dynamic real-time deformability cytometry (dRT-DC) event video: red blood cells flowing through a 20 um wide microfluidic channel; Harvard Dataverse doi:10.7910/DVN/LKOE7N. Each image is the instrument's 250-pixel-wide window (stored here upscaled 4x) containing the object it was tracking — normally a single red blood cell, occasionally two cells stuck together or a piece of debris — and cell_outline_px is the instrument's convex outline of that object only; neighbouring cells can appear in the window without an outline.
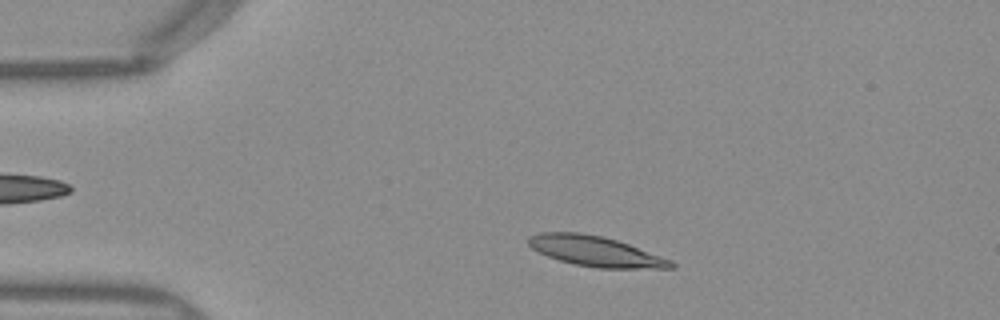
{"species": "Egyptian fruit bat (a non-hibernating species)", "species_latin": "Rousettus aegyptiacus", "temperature_condition": "warm", "stored_images_in_passage": 46, "camera_frame_rate_fps": 3000, "um_per_image_px": 0.085, "frame": {"image": 1, "passage_image": 6, "time_ms": 1.667, "image_size_px": [1000, 320], "cell_outline_px": [[676, 268], [600, 268], [572, 264], [548, 256], [532, 248], [528, 244], [528, 236], [540, 232], [580, 232], [600, 236], [616, 240], [628, 244], [672, 260], [676, 264]], "centroid_in_image_um": [50.62, 21.36], "position_along_channel_um": 34.4, "area_um2": 24.97}}
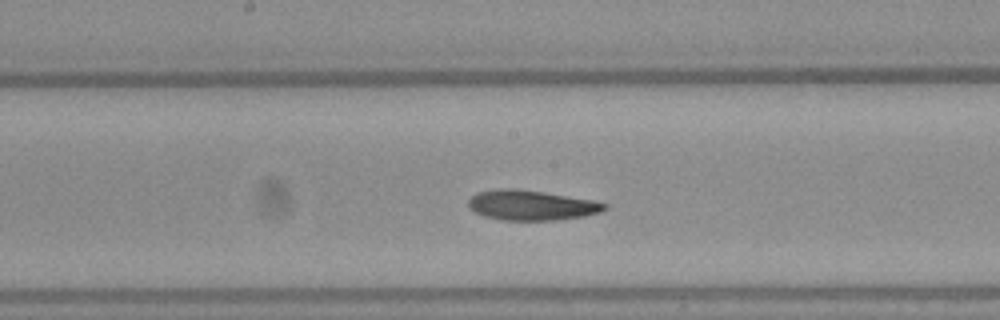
{"frame": {"image": 2, "passage_image": 22, "time_ms": 7.0, "image_size_px": [1000, 320], "cell_outline_px": [[608, 208], [600, 212], [584, 216], [556, 220], [504, 220], [484, 216], [468, 208], [468, 200], [476, 192], [496, 188], [516, 188], [544, 192], [592, 200], [608, 204]], "centroid_in_image_um": [45.14, 17.43], "position_along_channel_um": 203.1, "area_um2": 23.93}}
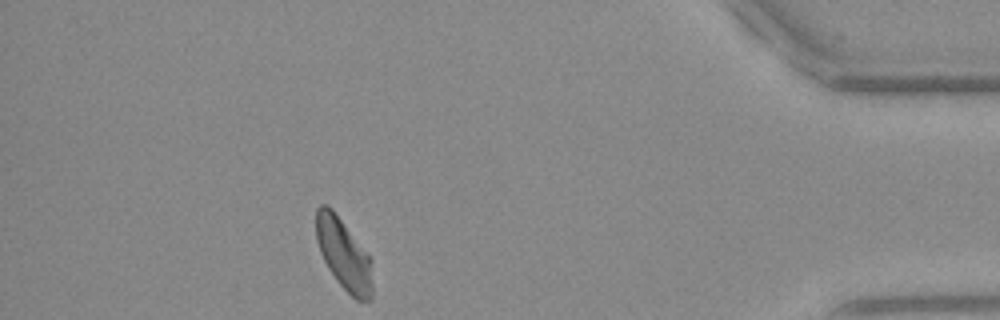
{"frame": {"image": 3, "passage_image": 41, "time_ms": 13.333, "image_size_px": [1000, 320], "cell_outline_px": [[372, 300], [356, 300], [336, 280], [328, 268], [320, 252], [316, 240], [316, 208], [320, 204], [328, 204], [332, 208], [372, 260]], "centroid_in_image_um": [29.21, 21.6], "position_along_channel_um": 406.0, "area_um2": 23.24}, "authors_computed_cell_mechanics": {"area_um2": 23.9581, "velocity_mm_per_s": 3.9781, "shape_relaxation_time_tau1_ms": 6.835, "shape_relaxation_time_tau2_ms": null, "deformation_change_tau1": 0.1751, "deformation_change_tau2": null}}